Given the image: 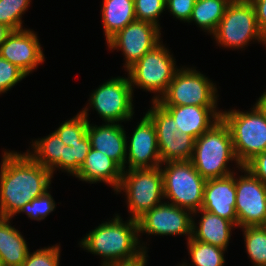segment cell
I'll return each instance as SVG.
<instances>
[{"label": "cell", "mask_w": 266, "mask_h": 266, "mask_svg": "<svg viewBox=\"0 0 266 266\" xmlns=\"http://www.w3.org/2000/svg\"><path fill=\"white\" fill-rule=\"evenodd\" d=\"M1 157L0 217L13 218L26 203L51 190L54 175L27 152L3 150Z\"/></svg>", "instance_id": "obj_1"}, {"label": "cell", "mask_w": 266, "mask_h": 266, "mask_svg": "<svg viewBox=\"0 0 266 266\" xmlns=\"http://www.w3.org/2000/svg\"><path fill=\"white\" fill-rule=\"evenodd\" d=\"M79 246L100 256L101 265L131 261L145 252L139 242L138 221L128 218L123 221L118 213L89 231L80 240Z\"/></svg>", "instance_id": "obj_2"}, {"label": "cell", "mask_w": 266, "mask_h": 266, "mask_svg": "<svg viewBox=\"0 0 266 266\" xmlns=\"http://www.w3.org/2000/svg\"><path fill=\"white\" fill-rule=\"evenodd\" d=\"M232 161L238 169L228 167ZM191 162L206 180L223 178L242 168L234 152L230 130L222 118L195 140Z\"/></svg>", "instance_id": "obj_3"}, {"label": "cell", "mask_w": 266, "mask_h": 266, "mask_svg": "<svg viewBox=\"0 0 266 266\" xmlns=\"http://www.w3.org/2000/svg\"><path fill=\"white\" fill-rule=\"evenodd\" d=\"M249 111L222 110L221 118L227 124L237 160L244 167L256 155L266 151V118L254 104Z\"/></svg>", "instance_id": "obj_4"}, {"label": "cell", "mask_w": 266, "mask_h": 266, "mask_svg": "<svg viewBox=\"0 0 266 266\" xmlns=\"http://www.w3.org/2000/svg\"><path fill=\"white\" fill-rule=\"evenodd\" d=\"M173 53L161 41L153 49L144 54L136 63L126 71L132 90L143 89L154 93L151 99L157 102L166 92L175 73L181 68L177 67Z\"/></svg>", "instance_id": "obj_5"}, {"label": "cell", "mask_w": 266, "mask_h": 266, "mask_svg": "<svg viewBox=\"0 0 266 266\" xmlns=\"http://www.w3.org/2000/svg\"><path fill=\"white\" fill-rule=\"evenodd\" d=\"M211 36L219 47L228 49L245 50L251 41L266 46V37L260 31L250 0H232Z\"/></svg>", "instance_id": "obj_6"}, {"label": "cell", "mask_w": 266, "mask_h": 266, "mask_svg": "<svg viewBox=\"0 0 266 266\" xmlns=\"http://www.w3.org/2000/svg\"><path fill=\"white\" fill-rule=\"evenodd\" d=\"M125 194L131 220L138 221L148 211L164 202L163 178L160 167L123 170L115 194Z\"/></svg>", "instance_id": "obj_7"}, {"label": "cell", "mask_w": 266, "mask_h": 266, "mask_svg": "<svg viewBox=\"0 0 266 266\" xmlns=\"http://www.w3.org/2000/svg\"><path fill=\"white\" fill-rule=\"evenodd\" d=\"M160 168L166 202L192 213L200 210L207 180L195 169L193 163L191 161H168L162 163Z\"/></svg>", "instance_id": "obj_8"}, {"label": "cell", "mask_w": 266, "mask_h": 266, "mask_svg": "<svg viewBox=\"0 0 266 266\" xmlns=\"http://www.w3.org/2000/svg\"><path fill=\"white\" fill-rule=\"evenodd\" d=\"M87 106L80 112L89 120L90 108L97 112L102 121L122 123L131 121L134 115L133 90L128 77H112L90 93ZM89 104V105H88Z\"/></svg>", "instance_id": "obj_9"}, {"label": "cell", "mask_w": 266, "mask_h": 266, "mask_svg": "<svg viewBox=\"0 0 266 266\" xmlns=\"http://www.w3.org/2000/svg\"><path fill=\"white\" fill-rule=\"evenodd\" d=\"M217 85L195 67L182 66L166 92L157 101L161 106H218Z\"/></svg>", "instance_id": "obj_10"}, {"label": "cell", "mask_w": 266, "mask_h": 266, "mask_svg": "<svg viewBox=\"0 0 266 266\" xmlns=\"http://www.w3.org/2000/svg\"><path fill=\"white\" fill-rule=\"evenodd\" d=\"M151 103L145 114L156 129L161 162L191 161L195 139L177 129L174 118L160 104Z\"/></svg>", "instance_id": "obj_11"}, {"label": "cell", "mask_w": 266, "mask_h": 266, "mask_svg": "<svg viewBox=\"0 0 266 266\" xmlns=\"http://www.w3.org/2000/svg\"><path fill=\"white\" fill-rule=\"evenodd\" d=\"M192 217L191 211L166 201L152 208L138 220L139 242L142 249L148 252L147 242L142 241L140 237L143 234L163 237L185 235L188 240L192 236Z\"/></svg>", "instance_id": "obj_12"}, {"label": "cell", "mask_w": 266, "mask_h": 266, "mask_svg": "<svg viewBox=\"0 0 266 266\" xmlns=\"http://www.w3.org/2000/svg\"><path fill=\"white\" fill-rule=\"evenodd\" d=\"M240 175L235 172L238 228L264 226L266 224V184L242 167ZM238 176V177H237Z\"/></svg>", "instance_id": "obj_13"}, {"label": "cell", "mask_w": 266, "mask_h": 266, "mask_svg": "<svg viewBox=\"0 0 266 266\" xmlns=\"http://www.w3.org/2000/svg\"><path fill=\"white\" fill-rule=\"evenodd\" d=\"M161 32V28L153 23L136 20L117 32L106 44L110 51L123 52V68L126 71L163 40Z\"/></svg>", "instance_id": "obj_14"}, {"label": "cell", "mask_w": 266, "mask_h": 266, "mask_svg": "<svg viewBox=\"0 0 266 266\" xmlns=\"http://www.w3.org/2000/svg\"><path fill=\"white\" fill-rule=\"evenodd\" d=\"M161 164L156 129L145 114L133 134L130 137L126 134L125 170L155 168Z\"/></svg>", "instance_id": "obj_15"}, {"label": "cell", "mask_w": 266, "mask_h": 266, "mask_svg": "<svg viewBox=\"0 0 266 266\" xmlns=\"http://www.w3.org/2000/svg\"><path fill=\"white\" fill-rule=\"evenodd\" d=\"M33 29L12 31L0 45V56L18 66L28 76L45 62L42 45Z\"/></svg>", "instance_id": "obj_16"}, {"label": "cell", "mask_w": 266, "mask_h": 266, "mask_svg": "<svg viewBox=\"0 0 266 266\" xmlns=\"http://www.w3.org/2000/svg\"><path fill=\"white\" fill-rule=\"evenodd\" d=\"M236 188L235 172L223 178L206 181L201 209L231 221L238 228L235 211Z\"/></svg>", "instance_id": "obj_17"}, {"label": "cell", "mask_w": 266, "mask_h": 266, "mask_svg": "<svg viewBox=\"0 0 266 266\" xmlns=\"http://www.w3.org/2000/svg\"><path fill=\"white\" fill-rule=\"evenodd\" d=\"M175 120V126L182 133L195 140L221 119L218 106H162Z\"/></svg>", "instance_id": "obj_18"}, {"label": "cell", "mask_w": 266, "mask_h": 266, "mask_svg": "<svg viewBox=\"0 0 266 266\" xmlns=\"http://www.w3.org/2000/svg\"><path fill=\"white\" fill-rule=\"evenodd\" d=\"M87 136L93 149L103 152L125 170L126 131L121 123L105 122L98 126L89 121Z\"/></svg>", "instance_id": "obj_19"}, {"label": "cell", "mask_w": 266, "mask_h": 266, "mask_svg": "<svg viewBox=\"0 0 266 266\" xmlns=\"http://www.w3.org/2000/svg\"><path fill=\"white\" fill-rule=\"evenodd\" d=\"M123 169L103 152L91 148L78 172L80 181L90 184L104 183L116 192L120 186Z\"/></svg>", "instance_id": "obj_20"}, {"label": "cell", "mask_w": 266, "mask_h": 266, "mask_svg": "<svg viewBox=\"0 0 266 266\" xmlns=\"http://www.w3.org/2000/svg\"><path fill=\"white\" fill-rule=\"evenodd\" d=\"M197 214L198 217L200 216L199 222L195 221ZM233 228L237 229L231 221L209 211L200 209L193 212L191 237L194 240L209 243L227 250L232 230H235Z\"/></svg>", "instance_id": "obj_21"}, {"label": "cell", "mask_w": 266, "mask_h": 266, "mask_svg": "<svg viewBox=\"0 0 266 266\" xmlns=\"http://www.w3.org/2000/svg\"><path fill=\"white\" fill-rule=\"evenodd\" d=\"M11 220L0 217V257L3 266H21L30 248L20 230L12 226Z\"/></svg>", "instance_id": "obj_22"}, {"label": "cell", "mask_w": 266, "mask_h": 266, "mask_svg": "<svg viewBox=\"0 0 266 266\" xmlns=\"http://www.w3.org/2000/svg\"><path fill=\"white\" fill-rule=\"evenodd\" d=\"M31 143V149H27L26 152L38 164L47 168L52 174L56 173L54 172L56 170L64 172L66 145L55 131L48 136L32 140Z\"/></svg>", "instance_id": "obj_23"}, {"label": "cell", "mask_w": 266, "mask_h": 266, "mask_svg": "<svg viewBox=\"0 0 266 266\" xmlns=\"http://www.w3.org/2000/svg\"><path fill=\"white\" fill-rule=\"evenodd\" d=\"M101 19L105 41L136 21L134 0H102Z\"/></svg>", "instance_id": "obj_24"}, {"label": "cell", "mask_w": 266, "mask_h": 266, "mask_svg": "<svg viewBox=\"0 0 266 266\" xmlns=\"http://www.w3.org/2000/svg\"><path fill=\"white\" fill-rule=\"evenodd\" d=\"M232 0H196L191 18L188 22L195 23L202 31L212 35L224 16L227 5Z\"/></svg>", "instance_id": "obj_25"}, {"label": "cell", "mask_w": 266, "mask_h": 266, "mask_svg": "<svg viewBox=\"0 0 266 266\" xmlns=\"http://www.w3.org/2000/svg\"><path fill=\"white\" fill-rule=\"evenodd\" d=\"M188 255L191 264L185 261L179 266H224L226 263V249L214 246L209 243L199 242L192 237L187 240Z\"/></svg>", "instance_id": "obj_26"}, {"label": "cell", "mask_w": 266, "mask_h": 266, "mask_svg": "<svg viewBox=\"0 0 266 266\" xmlns=\"http://www.w3.org/2000/svg\"><path fill=\"white\" fill-rule=\"evenodd\" d=\"M239 229H242L246 253L252 266H266V228L246 226Z\"/></svg>", "instance_id": "obj_27"}, {"label": "cell", "mask_w": 266, "mask_h": 266, "mask_svg": "<svg viewBox=\"0 0 266 266\" xmlns=\"http://www.w3.org/2000/svg\"><path fill=\"white\" fill-rule=\"evenodd\" d=\"M31 0H0V24L9 27L12 31L23 28L22 15L31 5Z\"/></svg>", "instance_id": "obj_28"}, {"label": "cell", "mask_w": 266, "mask_h": 266, "mask_svg": "<svg viewBox=\"0 0 266 266\" xmlns=\"http://www.w3.org/2000/svg\"><path fill=\"white\" fill-rule=\"evenodd\" d=\"M61 126L54 130L66 146L78 143L87 135L88 120L79 111L74 117L63 121Z\"/></svg>", "instance_id": "obj_29"}, {"label": "cell", "mask_w": 266, "mask_h": 266, "mask_svg": "<svg viewBox=\"0 0 266 266\" xmlns=\"http://www.w3.org/2000/svg\"><path fill=\"white\" fill-rule=\"evenodd\" d=\"M91 148L90 140L87 135L78 141V143H75L72 146H66L64 173L67 172V174L74 177L84 163Z\"/></svg>", "instance_id": "obj_30"}, {"label": "cell", "mask_w": 266, "mask_h": 266, "mask_svg": "<svg viewBox=\"0 0 266 266\" xmlns=\"http://www.w3.org/2000/svg\"><path fill=\"white\" fill-rule=\"evenodd\" d=\"M56 209V203L51 195V191L47 190L45 193L31 202L26 203L17 213H25L30 220L42 221L46 219Z\"/></svg>", "instance_id": "obj_31"}, {"label": "cell", "mask_w": 266, "mask_h": 266, "mask_svg": "<svg viewBox=\"0 0 266 266\" xmlns=\"http://www.w3.org/2000/svg\"><path fill=\"white\" fill-rule=\"evenodd\" d=\"M137 21H148L162 28L159 18L166 10V0H134Z\"/></svg>", "instance_id": "obj_32"}, {"label": "cell", "mask_w": 266, "mask_h": 266, "mask_svg": "<svg viewBox=\"0 0 266 266\" xmlns=\"http://www.w3.org/2000/svg\"><path fill=\"white\" fill-rule=\"evenodd\" d=\"M60 244L48 247H40L33 252L28 253L21 266H59L60 264Z\"/></svg>", "instance_id": "obj_33"}, {"label": "cell", "mask_w": 266, "mask_h": 266, "mask_svg": "<svg viewBox=\"0 0 266 266\" xmlns=\"http://www.w3.org/2000/svg\"><path fill=\"white\" fill-rule=\"evenodd\" d=\"M27 76L18 66L0 56V95L10 91Z\"/></svg>", "instance_id": "obj_34"}, {"label": "cell", "mask_w": 266, "mask_h": 266, "mask_svg": "<svg viewBox=\"0 0 266 266\" xmlns=\"http://www.w3.org/2000/svg\"><path fill=\"white\" fill-rule=\"evenodd\" d=\"M196 0H166V10L175 19L189 22Z\"/></svg>", "instance_id": "obj_35"}, {"label": "cell", "mask_w": 266, "mask_h": 266, "mask_svg": "<svg viewBox=\"0 0 266 266\" xmlns=\"http://www.w3.org/2000/svg\"><path fill=\"white\" fill-rule=\"evenodd\" d=\"M244 167L266 184V151L256 155Z\"/></svg>", "instance_id": "obj_36"}, {"label": "cell", "mask_w": 266, "mask_h": 266, "mask_svg": "<svg viewBox=\"0 0 266 266\" xmlns=\"http://www.w3.org/2000/svg\"><path fill=\"white\" fill-rule=\"evenodd\" d=\"M255 8L257 23L260 31L266 37V0H250Z\"/></svg>", "instance_id": "obj_37"}, {"label": "cell", "mask_w": 266, "mask_h": 266, "mask_svg": "<svg viewBox=\"0 0 266 266\" xmlns=\"http://www.w3.org/2000/svg\"><path fill=\"white\" fill-rule=\"evenodd\" d=\"M148 252L145 251L142 255L138 258L131 260V261H124V262H113L107 263L100 266H147L148 261Z\"/></svg>", "instance_id": "obj_38"}, {"label": "cell", "mask_w": 266, "mask_h": 266, "mask_svg": "<svg viewBox=\"0 0 266 266\" xmlns=\"http://www.w3.org/2000/svg\"><path fill=\"white\" fill-rule=\"evenodd\" d=\"M255 104L260 108L266 118V89L261 96L256 100Z\"/></svg>", "instance_id": "obj_39"}, {"label": "cell", "mask_w": 266, "mask_h": 266, "mask_svg": "<svg viewBox=\"0 0 266 266\" xmlns=\"http://www.w3.org/2000/svg\"><path fill=\"white\" fill-rule=\"evenodd\" d=\"M12 30L3 25L0 24V45L6 40V38L11 34Z\"/></svg>", "instance_id": "obj_40"}, {"label": "cell", "mask_w": 266, "mask_h": 266, "mask_svg": "<svg viewBox=\"0 0 266 266\" xmlns=\"http://www.w3.org/2000/svg\"><path fill=\"white\" fill-rule=\"evenodd\" d=\"M0 266H3V263H2L1 257H0Z\"/></svg>", "instance_id": "obj_41"}]
</instances>
